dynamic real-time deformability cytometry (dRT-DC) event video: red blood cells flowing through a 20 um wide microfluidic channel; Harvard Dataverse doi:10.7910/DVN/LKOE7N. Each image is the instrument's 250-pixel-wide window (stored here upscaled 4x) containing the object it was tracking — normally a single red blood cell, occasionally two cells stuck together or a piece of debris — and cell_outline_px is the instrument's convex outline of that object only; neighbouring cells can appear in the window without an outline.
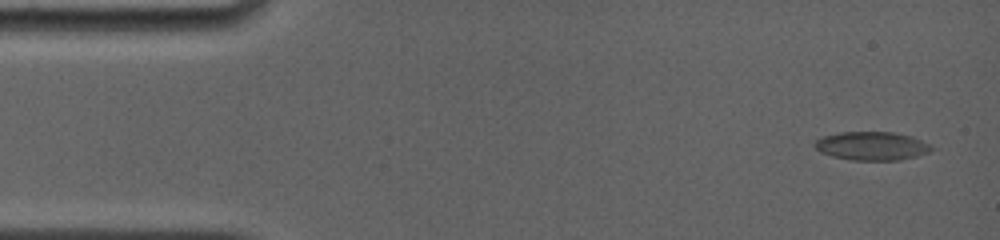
{"species": "common noctule bat (a hibernating species)", "species_latin": "Nyctalus noctula", "temperature_condition": "room temperature", "stored_images_in_passage": 20, "camera_frame_rate_fps": 4000, "um_per_image_px": 0.085, "animal": {"sex": "female", "body_mass_g": 19.0, "forearm_length_mm": 56.7}, "frame": {"image": 1, "passage_image": 1, "time_ms": 0.0, "image_size_px": [1000, 240], "cell_outline_px": [[932, 148], [928, 152], [916, 156], [900, 160], [848, 160], [832, 156], [820, 152], [812, 144], [820, 136], [840, 132], [892, 132], [912, 136], [928, 144]], "centroid_in_image_um": [74.03, 12.4], "position_along_channel_um": 11.0, "area_um2": 19.42}}
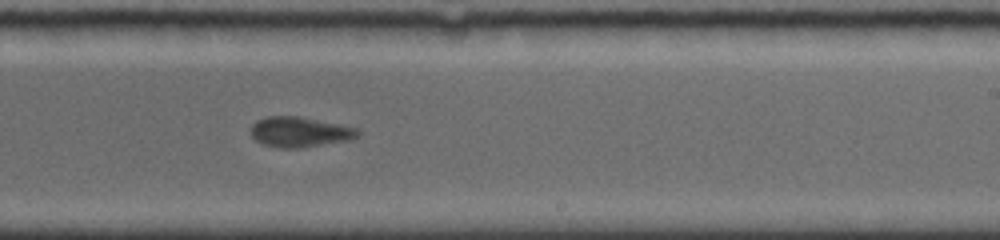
{"frame": {"image": 2, "passage_image": 10, "time_ms": 9.5, "image_size_px": [1000, 240], "cell_outline_px": [[360, 132], [356, 136], [348, 140], [296, 148], [280, 148], [264, 144], [256, 140], [252, 136], [252, 124], [256, 120], [268, 116], [296, 116], [356, 128]], "centroid_in_image_um": [25.42, 11.21], "position_along_channel_um": 263.6, "area_um2": 18.26}}
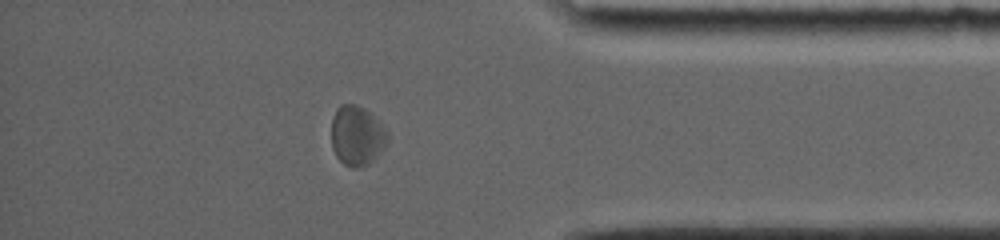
{"frame": {"image": 3, "passage_image": 15, "time_ms": 13.5, "image_size_px": [1000, 240], "cell_outline_px": [[388, 140], [384, 148], [368, 164], [360, 168], [352, 168], [344, 164], [336, 156], [332, 148], [332, 120], [336, 108], [340, 104], [356, 104], [364, 108], [388, 132]], "centroid_in_image_um": [30.32, 11.54], "position_along_channel_um": 404.9, "area_um2": 19.42}, "authors_computed_cell_mechanics": {"area_um2": 19.1318, "velocity_mm_per_s": 3.7691, "shape_relaxation_time_tau1_ms": 3.5279, "shape_relaxation_time_tau2_ms": 3.1565, "deformation_change_tau1": 0.1095, "deformation_change_tau2": 0.0814}}